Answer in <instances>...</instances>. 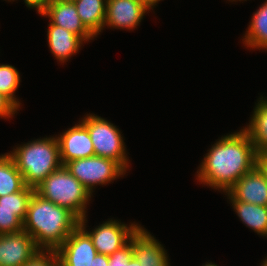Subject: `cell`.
I'll return each instance as SVG.
<instances>
[{
	"mask_svg": "<svg viewBox=\"0 0 267 266\" xmlns=\"http://www.w3.org/2000/svg\"><path fill=\"white\" fill-rule=\"evenodd\" d=\"M81 122L89 131L95 156L112 159L127 170L128 157L125 154V145L119 129L95 114L86 116Z\"/></svg>",
	"mask_w": 267,
	"mask_h": 266,
	"instance_id": "5",
	"label": "cell"
},
{
	"mask_svg": "<svg viewBox=\"0 0 267 266\" xmlns=\"http://www.w3.org/2000/svg\"><path fill=\"white\" fill-rule=\"evenodd\" d=\"M86 218L80 219L79 226L89 235L98 254L110 256L124 247L139 229L138 224H121L110 220L97 226L92 232L85 230Z\"/></svg>",
	"mask_w": 267,
	"mask_h": 266,
	"instance_id": "7",
	"label": "cell"
},
{
	"mask_svg": "<svg viewBox=\"0 0 267 266\" xmlns=\"http://www.w3.org/2000/svg\"><path fill=\"white\" fill-rule=\"evenodd\" d=\"M258 154L267 152V99L260 98L250 124L243 129Z\"/></svg>",
	"mask_w": 267,
	"mask_h": 266,
	"instance_id": "19",
	"label": "cell"
},
{
	"mask_svg": "<svg viewBox=\"0 0 267 266\" xmlns=\"http://www.w3.org/2000/svg\"><path fill=\"white\" fill-rule=\"evenodd\" d=\"M163 246L141 226L132 236V255L141 266H169Z\"/></svg>",
	"mask_w": 267,
	"mask_h": 266,
	"instance_id": "15",
	"label": "cell"
},
{
	"mask_svg": "<svg viewBox=\"0 0 267 266\" xmlns=\"http://www.w3.org/2000/svg\"><path fill=\"white\" fill-rule=\"evenodd\" d=\"M47 32L52 54L63 63L77 53L83 42L78 35L52 23L49 24Z\"/></svg>",
	"mask_w": 267,
	"mask_h": 266,
	"instance_id": "16",
	"label": "cell"
},
{
	"mask_svg": "<svg viewBox=\"0 0 267 266\" xmlns=\"http://www.w3.org/2000/svg\"><path fill=\"white\" fill-rule=\"evenodd\" d=\"M38 250L33 238L24 230L0 234V266H23Z\"/></svg>",
	"mask_w": 267,
	"mask_h": 266,
	"instance_id": "11",
	"label": "cell"
},
{
	"mask_svg": "<svg viewBox=\"0 0 267 266\" xmlns=\"http://www.w3.org/2000/svg\"><path fill=\"white\" fill-rule=\"evenodd\" d=\"M92 266H109V257L103 254H96Z\"/></svg>",
	"mask_w": 267,
	"mask_h": 266,
	"instance_id": "27",
	"label": "cell"
},
{
	"mask_svg": "<svg viewBox=\"0 0 267 266\" xmlns=\"http://www.w3.org/2000/svg\"><path fill=\"white\" fill-rule=\"evenodd\" d=\"M257 166L263 172L267 180V152L257 154Z\"/></svg>",
	"mask_w": 267,
	"mask_h": 266,
	"instance_id": "26",
	"label": "cell"
},
{
	"mask_svg": "<svg viewBox=\"0 0 267 266\" xmlns=\"http://www.w3.org/2000/svg\"><path fill=\"white\" fill-rule=\"evenodd\" d=\"M141 3H143L148 9H152L154 5L157 4L160 0H139Z\"/></svg>",
	"mask_w": 267,
	"mask_h": 266,
	"instance_id": "29",
	"label": "cell"
},
{
	"mask_svg": "<svg viewBox=\"0 0 267 266\" xmlns=\"http://www.w3.org/2000/svg\"><path fill=\"white\" fill-rule=\"evenodd\" d=\"M80 219L67 208L33 193L23 230L30 234L39 249L57 250L79 226Z\"/></svg>",
	"mask_w": 267,
	"mask_h": 266,
	"instance_id": "2",
	"label": "cell"
},
{
	"mask_svg": "<svg viewBox=\"0 0 267 266\" xmlns=\"http://www.w3.org/2000/svg\"><path fill=\"white\" fill-rule=\"evenodd\" d=\"M20 84V75L11 65H0V93L6 96L17 108L20 107L14 93Z\"/></svg>",
	"mask_w": 267,
	"mask_h": 266,
	"instance_id": "22",
	"label": "cell"
},
{
	"mask_svg": "<svg viewBox=\"0 0 267 266\" xmlns=\"http://www.w3.org/2000/svg\"><path fill=\"white\" fill-rule=\"evenodd\" d=\"M257 154L243 129L226 135L204 157L197 179L203 184L227 192L257 165Z\"/></svg>",
	"mask_w": 267,
	"mask_h": 266,
	"instance_id": "1",
	"label": "cell"
},
{
	"mask_svg": "<svg viewBox=\"0 0 267 266\" xmlns=\"http://www.w3.org/2000/svg\"><path fill=\"white\" fill-rule=\"evenodd\" d=\"M42 198L67 208L79 219L86 217V204L91 193L64 165L49 174L36 188Z\"/></svg>",
	"mask_w": 267,
	"mask_h": 266,
	"instance_id": "4",
	"label": "cell"
},
{
	"mask_svg": "<svg viewBox=\"0 0 267 266\" xmlns=\"http://www.w3.org/2000/svg\"><path fill=\"white\" fill-rule=\"evenodd\" d=\"M8 154L22 174L25 185L34 189L62 166L57 137L31 141Z\"/></svg>",
	"mask_w": 267,
	"mask_h": 266,
	"instance_id": "3",
	"label": "cell"
},
{
	"mask_svg": "<svg viewBox=\"0 0 267 266\" xmlns=\"http://www.w3.org/2000/svg\"><path fill=\"white\" fill-rule=\"evenodd\" d=\"M227 192L235 200L267 207V180L257 165Z\"/></svg>",
	"mask_w": 267,
	"mask_h": 266,
	"instance_id": "14",
	"label": "cell"
},
{
	"mask_svg": "<svg viewBox=\"0 0 267 266\" xmlns=\"http://www.w3.org/2000/svg\"><path fill=\"white\" fill-rule=\"evenodd\" d=\"M26 6L29 8H36L37 10L41 7L42 1L41 0H24Z\"/></svg>",
	"mask_w": 267,
	"mask_h": 266,
	"instance_id": "28",
	"label": "cell"
},
{
	"mask_svg": "<svg viewBox=\"0 0 267 266\" xmlns=\"http://www.w3.org/2000/svg\"><path fill=\"white\" fill-rule=\"evenodd\" d=\"M85 27L97 37L104 28L107 0H72Z\"/></svg>",
	"mask_w": 267,
	"mask_h": 266,
	"instance_id": "17",
	"label": "cell"
},
{
	"mask_svg": "<svg viewBox=\"0 0 267 266\" xmlns=\"http://www.w3.org/2000/svg\"><path fill=\"white\" fill-rule=\"evenodd\" d=\"M109 257V266H141L132 255V237L121 249L115 251Z\"/></svg>",
	"mask_w": 267,
	"mask_h": 266,
	"instance_id": "23",
	"label": "cell"
},
{
	"mask_svg": "<svg viewBox=\"0 0 267 266\" xmlns=\"http://www.w3.org/2000/svg\"><path fill=\"white\" fill-rule=\"evenodd\" d=\"M16 110L18 108L6 96L0 93V117H12Z\"/></svg>",
	"mask_w": 267,
	"mask_h": 266,
	"instance_id": "25",
	"label": "cell"
},
{
	"mask_svg": "<svg viewBox=\"0 0 267 266\" xmlns=\"http://www.w3.org/2000/svg\"><path fill=\"white\" fill-rule=\"evenodd\" d=\"M37 12L48 16L50 23L78 35L83 41H89L95 37L82 23L72 0H46L42 2Z\"/></svg>",
	"mask_w": 267,
	"mask_h": 266,
	"instance_id": "9",
	"label": "cell"
},
{
	"mask_svg": "<svg viewBox=\"0 0 267 266\" xmlns=\"http://www.w3.org/2000/svg\"><path fill=\"white\" fill-rule=\"evenodd\" d=\"M64 166L91 195L94 185H105L126 172L118 162L101 156L76 159L66 162Z\"/></svg>",
	"mask_w": 267,
	"mask_h": 266,
	"instance_id": "6",
	"label": "cell"
},
{
	"mask_svg": "<svg viewBox=\"0 0 267 266\" xmlns=\"http://www.w3.org/2000/svg\"><path fill=\"white\" fill-rule=\"evenodd\" d=\"M261 266H267V259H265V261H263Z\"/></svg>",
	"mask_w": 267,
	"mask_h": 266,
	"instance_id": "31",
	"label": "cell"
},
{
	"mask_svg": "<svg viewBox=\"0 0 267 266\" xmlns=\"http://www.w3.org/2000/svg\"><path fill=\"white\" fill-rule=\"evenodd\" d=\"M62 165L76 159L95 156L89 131L81 122L57 137Z\"/></svg>",
	"mask_w": 267,
	"mask_h": 266,
	"instance_id": "12",
	"label": "cell"
},
{
	"mask_svg": "<svg viewBox=\"0 0 267 266\" xmlns=\"http://www.w3.org/2000/svg\"><path fill=\"white\" fill-rule=\"evenodd\" d=\"M244 37L247 47L267 50V0L254 13Z\"/></svg>",
	"mask_w": 267,
	"mask_h": 266,
	"instance_id": "21",
	"label": "cell"
},
{
	"mask_svg": "<svg viewBox=\"0 0 267 266\" xmlns=\"http://www.w3.org/2000/svg\"><path fill=\"white\" fill-rule=\"evenodd\" d=\"M56 253L59 266H92L97 251L89 235L78 226Z\"/></svg>",
	"mask_w": 267,
	"mask_h": 266,
	"instance_id": "10",
	"label": "cell"
},
{
	"mask_svg": "<svg viewBox=\"0 0 267 266\" xmlns=\"http://www.w3.org/2000/svg\"><path fill=\"white\" fill-rule=\"evenodd\" d=\"M203 266H217V265L216 264H212V263H207V264H205Z\"/></svg>",
	"mask_w": 267,
	"mask_h": 266,
	"instance_id": "30",
	"label": "cell"
},
{
	"mask_svg": "<svg viewBox=\"0 0 267 266\" xmlns=\"http://www.w3.org/2000/svg\"><path fill=\"white\" fill-rule=\"evenodd\" d=\"M149 10L139 0H107L104 26L133 29Z\"/></svg>",
	"mask_w": 267,
	"mask_h": 266,
	"instance_id": "13",
	"label": "cell"
},
{
	"mask_svg": "<svg viewBox=\"0 0 267 266\" xmlns=\"http://www.w3.org/2000/svg\"><path fill=\"white\" fill-rule=\"evenodd\" d=\"M34 188L24 186L20 191L0 197V234L23 231V221Z\"/></svg>",
	"mask_w": 267,
	"mask_h": 266,
	"instance_id": "8",
	"label": "cell"
},
{
	"mask_svg": "<svg viewBox=\"0 0 267 266\" xmlns=\"http://www.w3.org/2000/svg\"><path fill=\"white\" fill-rule=\"evenodd\" d=\"M229 199L239 218L256 233L267 236V207L235 200L228 192Z\"/></svg>",
	"mask_w": 267,
	"mask_h": 266,
	"instance_id": "18",
	"label": "cell"
},
{
	"mask_svg": "<svg viewBox=\"0 0 267 266\" xmlns=\"http://www.w3.org/2000/svg\"><path fill=\"white\" fill-rule=\"evenodd\" d=\"M39 249L23 266H59L58 255L53 249ZM48 254V255H47Z\"/></svg>",
	"mask_w": 267,
	"mask_h": 266,
	"instance_id": "24",
	"label": "cell"
},
{
	"mask_svg": "<svg viewBox=\"0 0 267 266\" xmlns=\"http://www.w3.org/2000/svg\"><path fill=\"white\" fill-rule=\"evenodd\" d=\"M24 186L23 176L13 158L8 153L0 156V197L16 193Z\"/></svg>",
	"mask_w": 267,
	"mask_h": 266,
	"instance_id": "20",
	"label": "cell"
}]
</instances>
